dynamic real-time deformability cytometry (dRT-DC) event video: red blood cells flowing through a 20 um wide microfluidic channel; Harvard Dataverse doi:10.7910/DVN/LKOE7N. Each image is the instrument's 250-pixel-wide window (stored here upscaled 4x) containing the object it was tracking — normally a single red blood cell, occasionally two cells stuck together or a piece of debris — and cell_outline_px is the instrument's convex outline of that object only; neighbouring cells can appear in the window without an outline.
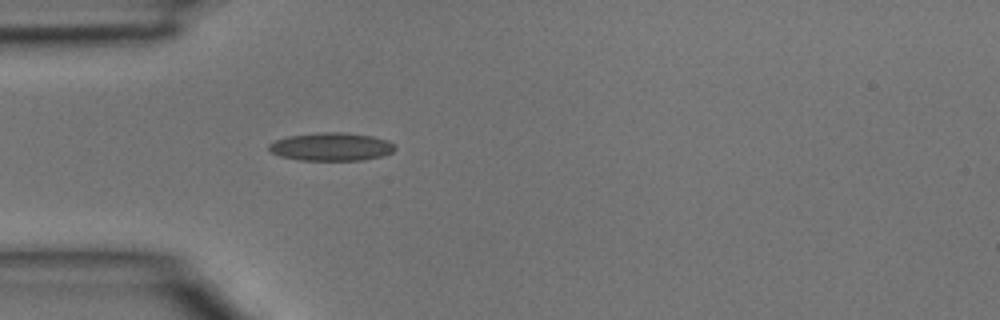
{"species": "common noctule bat (a hibernating species)", "species_latin": "Nyctalus noctula", "temperature_condition": "room temperature", "stored_images_in_passage": 3, "camera_frame_rate_fps": 3000, "um_per_image_px": 0.085, "animal": {"sex": "male", "body_mass_g": 15.6}, "frame": {"image": 1, "passage_image": 3, "time_ms": 0.667, "image_size_px": [1000, 320], "cell_outline_px": [[396, 148], [392, 152], [384, 156], [364, 160], [300, 160], [280, 156], [272, 152], [268, 148], [268, 144], [276, 140], [288, 136], [316, 132], [344, 132], [372, 136], [388, 140], [396, 144]], "centroid_in_image_um": [28.2, 12.47], "position_along_channel_um": 56.8, "area_um2": 20.87}}